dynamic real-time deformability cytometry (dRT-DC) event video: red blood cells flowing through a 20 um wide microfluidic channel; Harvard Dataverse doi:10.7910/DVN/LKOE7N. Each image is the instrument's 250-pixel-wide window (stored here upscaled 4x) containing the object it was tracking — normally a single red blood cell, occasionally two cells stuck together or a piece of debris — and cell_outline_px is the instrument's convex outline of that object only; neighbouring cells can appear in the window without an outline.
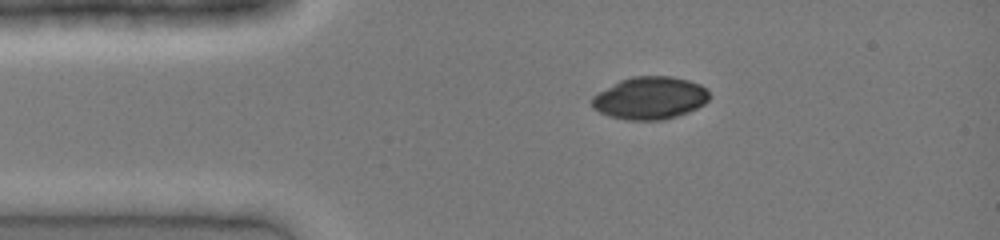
{"species": "common noctule bat (a hibernating species)", "species_latin": "Nyctalus noctula", "temperature_condition": "cold", "stored_images_in_passage": 35, "camera_frame_rate_fps": 3000, "um_per_image_px": 0.085, "animal": {"sex": "female", "body_mass_g": 19.0, "forearm_length_mm": 51.5}, "frame": {"image": 1, "passage_image": 1, "time_ms": 0.0, "image_size_px": [1000, 240], "cell_outline_px": [[708, 100], [704, 104], [688, 112], [664, 120], [624, 120], [608, 116], [592, 108], [592, 96], [620, 80], [632, 76], [672, 76], [688, 80], [700, 84], [708, 92]], "centroid_in_image_um": [55.22, 8.34], "position_along_channel_um": 29.8, "area_um2": 29.07}}
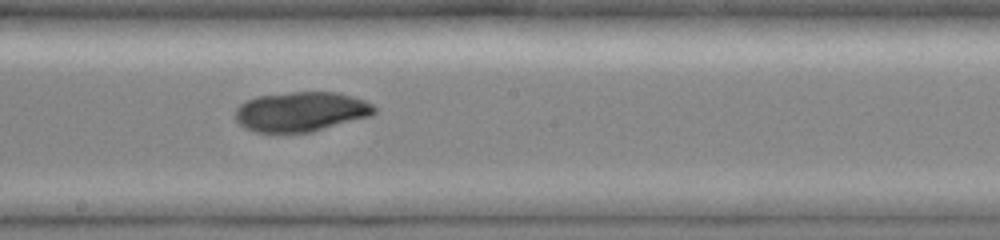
{"frame": {"image": 2, "passage_image": 16, "time_ms": 5.0, "image_size_px": [1000, 240], "cell_outline_px": [[376, 112], [372, 116], [312, 132], [256, 132], [244, 128], [236, 120], [236, 108], [240, 104], [256, 96], [292, 92], [336, 92], [352, 96], [364, 100], [372, 104], [376, 108]], "centroid_in_image_um": [25.61, 9.49], "position_along_channel_um": 222.6, "area_um2": 32.25}}
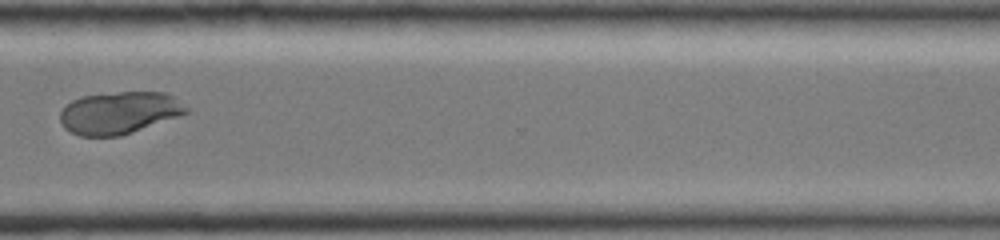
{"frame": {"image": 3, "passage_image": 25, "time_ms": 8.0, "image_size_px": [1000, 240], "cell_outline_px": [[192, 112], [120, 136], [80, 136], [64, 128], [60, 120], [60, 112], [72, 100], [84, 96], [116, 92], [168, 92], [188, 108]], "centroid_in_image_um": [10.17, 9.58], "position_along_channel_um": 360.4, "area_um2": 31.04}}